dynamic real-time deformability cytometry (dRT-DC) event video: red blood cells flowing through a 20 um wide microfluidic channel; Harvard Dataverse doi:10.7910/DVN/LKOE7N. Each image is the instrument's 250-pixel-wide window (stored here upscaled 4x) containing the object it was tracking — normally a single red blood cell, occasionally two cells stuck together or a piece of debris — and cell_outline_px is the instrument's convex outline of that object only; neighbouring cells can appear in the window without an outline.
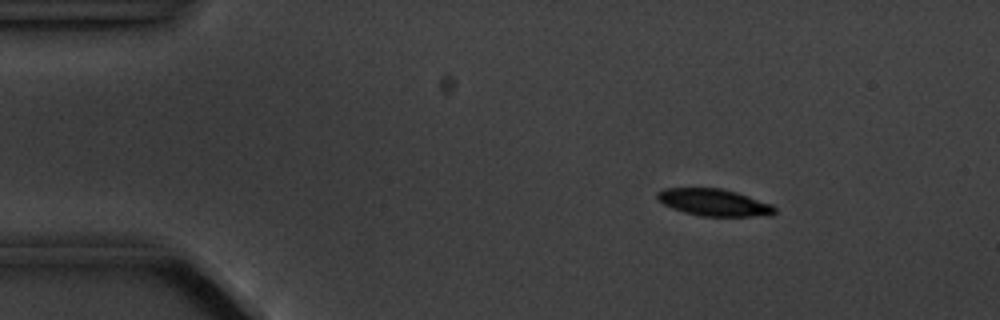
{"species": "common noctule bat (a hibernating species)", "species_latin": "Nyctalus noctula", "temperature_condition": "cold", "stored_images_in_passage": 5, "camera_frame_rate_fps": 3000, "um_per_image_px": 0.085, "animal": {"sex": "male", "body_mass_g": 20.1, "forearm_length_mm": 53.5}, "frame": {"image": 1, "passage_image": 3, "time_ms": 2.333, "image_size_px": [1000, 320], "cell_outline_px": [[776, 212], [772, 216], [700, 216], [684, 212], [672, 208], [664, 204], [656, 196], [656, 192], [664, 188], [720, 188], [736, 192], [772, 204], [776, 208]], "centroid_in_image_um": [60.71, 17.21], "position_along_channel_um": 24.3, "area_um2": 18.5}}